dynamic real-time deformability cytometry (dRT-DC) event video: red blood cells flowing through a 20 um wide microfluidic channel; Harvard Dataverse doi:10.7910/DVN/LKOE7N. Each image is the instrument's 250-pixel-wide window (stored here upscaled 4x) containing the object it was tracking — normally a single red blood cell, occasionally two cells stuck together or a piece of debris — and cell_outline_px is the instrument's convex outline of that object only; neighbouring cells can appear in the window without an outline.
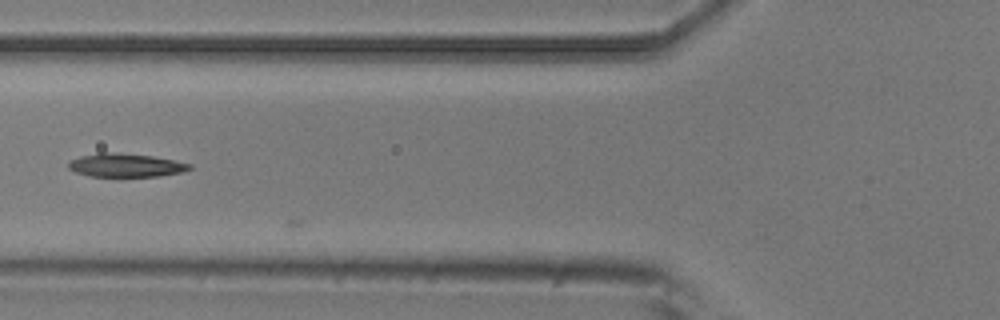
{"species": "common noctule bat (a hibernating species)", "species_latin": "Nyctalus noctula", "temperature_condition": "room temperature", "stored_images_in_passage": 6, "camera_frame_rate_fps": 3000, "um_per_image_px": 0.085, "animal": {"sex": "male", "body_mass_g": 20.5, "forearm_length_mm": 52.5}, "frame": {"image": 1, "passage_image": 5, "time_ms": 1.333, "image_size_px": [1000, 320], "cell_outline_px": [[192, 168], [184, 172], [160, 176], [88, 176], [76, 172], [68, 168], [68, 164], [72, 160], [80, 156], [100, 152], [112, 152], [152, 156], [192, 164]], "centroid_in_image_um": [10.7, 14.04], "position_along_channel_um": 115.1, "area_um2": 16.47}}